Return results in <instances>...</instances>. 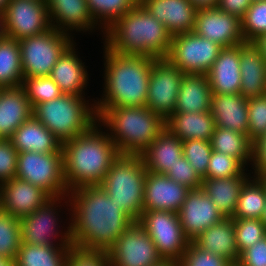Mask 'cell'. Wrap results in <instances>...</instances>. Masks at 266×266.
Returning a JSON list of instances; mask_svg holds the SVG:
<instances>
[{
  "instance_id": "6da1fadb",
  "label": "cell",
  "mask_w": 266,
  "mask_h": 266,
  "mask_svg": "<svg viewBox=\"0 0 266 266\" xmlns=\"http://www.w3.org/2000/svg\"><path fill=\"white\" fill-rule=\"evenodd\" d=\"M68 199L64 203L69 202L72 211L69 219L72 246L108 250L134 223L100 185L75 188L68 192Z\"/></svg>"
},
{
  "instance_id": "7a4b0ae2",
  "label": "cell",
  "mask_w": 266,
  "mask_h": 266,
  "mask_svg": "<svg viewBox=\"0 0 266 266\" xmlns=\"http://www.w3.org/2000/svg\"><path fill=\"white\" fill-rule=\"evenodd\" d=\"M100 123L62 143L63 172L68 191L100 185L119 152Z\"/></svg>"
},
{
  "instance_id": "3957f363",
  "label": "cell",
  "mask_w": 266,
  "mask_h": 266,
  "mask_svg": "<svg viewBox=\"0 0 266 266\" xmlns=\"http://www.w3.org/2000/svg\"><path fill=\"white\" fill-rule=\"evenodd\" d=\"M104 45L121 55L159 59L168 55L172 35L138 1L104 30Z\"/></svg>"
},
{
  "instance_id": "277c9868",
  "label": "cell",
  "mask_w": 266,
  "mask_h": 266,
  "mask_svg": "<svg viewBox=\"0 0 266 266\" xmlns=\"http://www.w3.org/2000/svg\"><path fill=\"white\" fill-rule=\"evenodd\" d=\"M104 89L95 107L146 106L151 67L148 56L113 53L104 45ZM104 95V96H103Z\"/></svg>"
},
{
  "instance_id": "5b68a950",
  "label": "cell",
  "mask_w": 266,
  "mask_h": 266,
  "mask_svg": "<svg viewBox=\"0 0 266 266\" xmlns=\"http://www.w3.org/2000/svg\"><path fill=\"white\" fill-rule=\"evenodd\" d=\"M95 109L120 155H141L165 129V119L146 106Z\"/></svg>"
},
{
  "instance_id": "8992f818",
  "label": "cell",
  "mask_w": 266,
  "mask_h": 266,
  "mask_svg": "<svg viewBox=\"0 0 266 266\" xmlns=\"http://www.w3.org/2000/svg\"><path fill=\"white\" fill-rule=\"evenodd\" d=\"M147 169L141 155H120L106 173L102 189L134 222L143 212Z\"/></svg>"
},
{
  "instance_id": "52a82bcc",
  "label": "cell",
  "mask_w": 266,
  "mask_h": 266,
  "mask_svg": "<svg viewBox=\"0 0 266 266\" xmlns=\"http://www.w3.org/2000/svg\"><path fill=\"white\" fill-rule=\"evenodd\" d=\"M88 102L85 96L62 94L36 105L33 116L63 143L87 132L97 123L95 105Z\"/></svg>"
},
{
  "instance_id": "ba28073f",
  "label": "cell",
  "mask_w": 266,
  "mask_h": 266,
  "mask_svg": "<svg viewBox=\"0 0 266 266\" xmlns=\"http://www.w3.org/2000/svg\"><path fill=\"white\" fill-rule=\"evenodd\" d=\"M73 42L72 36L53 27L18 41L23 78L49 76L59 57Z\"/></svg>"
},
{
  "instance_id": "9c48e42d",
  "label": "cell",
  "mask_w": 266,
  "mask_h": 266,
  "mask_svg": "<svg viewBox=\"0 0 266 266\" xmlns=\"http://www.w3.org/2000/svg\"><path fill=\"white\" fill-rule=\"evenodd\" d=\"M16 177L38 186L51 197H68L69 191L64 180L62 151L18 153Z\"/></svg>"
},
{
  "instance_id": "30bf717a",
  "label": "cell",
  "mask_w": 266,
  "mask_h": 266,
  "mask_svg": "<svg viewBox=\"0 0 266 266\" xmlns=\"http://www.w3.org/2000/svg\"><path fill=\"white\" fill-rule=\"evenodd\" d=\"M137 222L150 236L163 261L181 260L190 241L184 235L178 213L143 210Z\"/></svg>"
},
{
  "instance_id": "8fae6325",
  "label": "cell",
  "mask_w": 266,
  "mask_h": 266,
  "mask_svg": "<svg viewBox=\"0 0 266 266\" xmlns=\"http://www.w3.org/2000/svg\"><path fill=\"white\" fill-rule=\"evenodd\" d=\"M222 49L191 31L172 36L166 59L184 74H207Z\"/></svg>"
},
{
  "instance_id": "7c38bea8",
  "label": "cell",
  "mask_w": 266,
  "mask_h": 266,
  "mask_svg": "<svg viewBox=\"0 0 266 266\" xmlns=\"http://www.w3.org/2000/svg\"><path fill=\"white\" fill-rule=\"evenodd\" d=\"M63 199H65V196L52 197L32 214L19 219L21 243L44 246H72L70 224L67 227L68 230L61 234L59 244L58 242L55 244V240H53L60 233V231L57 232L60 226L57 227L59 220L57 217L59 215L56 207L62 206L60 203Z\"/></svg>"
},
{
  "instance_id": "4fadbf2b",
  "label": "cell",
  "mask_w": 266,
  "mask_h": 266,
  "mask_svg": "<svg viewBox=\"0 0 266 266\" xmlns=\"http://www.w3.org/2000/svg\"><path fill=\"white\" fill-rule=\"evenodd\" d=\"M110 266H156L163 259L142 226L135 221L107 250Z\"/></svg>"
},
{
  "instance_id": "5bb4252c",
  "label": "cell",
  "mask_w": 266,
  "mask_h": 266,
  "mask_svg": "<svg viewBox=\"0 0 266 266\" xmlns=\"http://www.w3.org/2000/svg\"><path fill=\"white\" fill-rule=\"evenodd\" d=\"M184 73L166 58L154 59L151 67L146 107L165 120L175 111Z\"/></svg>"
},
{
  "instance_id": "9a60e30c",
  "label": "cell",
  "mask_w": 266,
  "mask_h": 266,
  "mask_svg": "<svg viewBox=\"0 0 266 266\" xmlns=\"http://www.w3.org/2000/svg\"><path fill=\"white\" fill-rule=\"evenodd\" d=\"M6 37L20 41L51 28L46 1L10 0L4 11Z\"/></svg>"
},
{
  "instance_id": "2e32d148",
  "label": "cell",
  "mask_w": 266,
  "mask_h": 266,
  "mask_svg": "<svg viewBox=\"0 0 266 266\" xmlns=\"http://www.w3.org/2000/svg\"><path fill=\"white\" fill-rule=\"evenodd\" d=\"M177 213L184 235L190 242L204 230L225 218L201 188L187 193Z\"/></svg>"
},
{
  "instance_id": "e0dca14e",
  "label": "cell",
  "mask_w": 266,
  "mask_h": 266,
  "mask_svg": "<svg viewBox=\"0 0 266 266\" xmlns=\"http://www.w3.org/2000/svg\"><path fill=\"white\" fill-rule=\"evenodd\" d=\"M193 31L223 48L245 42L241 31V20L218 8L197 10Z\"/></svg>"
},
{
  "instance_id": "ac0fdd59",
  "label": "cell",
  "mask_w": 266,
  "mask_h": 266,
  "mask_svg": "<svg viewBox=\"0 0 266 266\" xmlns=\"http://www.w3.org/2000/svg\"><path fill=\"white\" fill-rule=\"evenodd\" d=\"M51 198L38 186L17 177L0 185V208L18 219L32 214Z\"/></svg>"
},
{
  "instance_id": "d6986e66",
  "label": "cell",
  "mask_w": 266,
  "mask_h": 266,
  "mask_svg": "<svg viewBox=\"0 0 266 266\" xmlns=\"http://www.w3.org/2000/svg\"><path fill=\"white\" fill-rule=\"evenodd\" d=\"M189 191L190 189L173 181L165 174L147 171L143 210H161L177 213Z\"/></svg>"
},
{
  "instance_id": "ffe728a7",
  "label": "cell",
  "mask_w": 266,
  "mask_h": 266,
  "mask_svg": "<svg viewBox=\"0 0 266 266\" xmlns=\"http://www.w3.org/2000/svg\"><path fill=\"white\" fill-rule=\"evenodd\" d=\"M51 27L70 35L69 31H93L98 25L88 8L87 0H46ZM90 29V30H89Z\"/></svg>"
},
{
  "instance_id": "44dd1931",
  "label": "cell",
  "mask_w": 266,
  "mask_h": 266,
  "mask_svg": "<svg viewBox=\"0 0 266 266\" xmlns=\"http://www.w3.org/2000/svg\"><path fill=\"white\" fill-rule=\"evenodd\" d=\"M174 36L191 32L195 27L197 9L189 0H138Z\"/></svg>"
},
{
  "instance_id": "7402d4cb",
  "label": "cell",
  "mask_w": 266,
  "mask_h": 266,
  "mask_svg": "<svg viewBox=\"0 0 266 266\" xmlns=\"http://www.w3.org/2000/svg\"><path fill=\"white\" fill-rule=\"evenodd\" d=\"M206 75L212 94L240 93V45L223 48Z\"/></svg>"
},
{
  "instance_id": "603a6c76",
  "label": "cell",
  "mask_w": 266,
  "mask_h": 266,
  "mask_svg": "<svg viewBox=\"0 0 266 266\" xmlns=\"http://www.w3.org/2000/svg\"><path fill=\"white\" fill-rule=\"evenodd\" d=\"M74 43L59 57L49 76L60 87L63 94L83 96L89 75L84 62L82 63L76 54Z\"/></svg>"
},
{
  "instance_id": "cb8c5ba5",
  "label": "cell",
  "mask_w": 266,
  "mask_h": 266,
  "mask_svg": "<svg viewBox=\"0 0 266 266\" xmlns=\"http://www.w3.org/2000/svg\"><path fill=\"white\" fill-rule=\"evenodd\" d=\"M240 94L245 98L266 94V60L253 42L240 45Z\"/></svg>"
},
{
  "instance_id": "d4e9b609",
  "label": "cell",
  "mask_w": 266,
  "mask_h": 266,
  "mask_svg": "<svg viewBox=\"0 0 266 266\" xmlns=\"http://www.w3.org/2000/svg\"><path fill=\"white\" fill-rule=\"evenodd\" d=\"M32 116L33 107L21 86L0 89V139H10Z\"/></svg>"
},
{
  "instance_id": "484cf974",
  "label": "cell",
  "mask_w": 266,
  "mask_h": 266,
  "mask_svg": "<svg viewBox=\"0 0 266 266\" xmlns=\"http://www.w3.org/2000/svg\"><path fill=\"white\" fill-rule=\"evenodd\" d=\"M192 242L206 252L224 257L233 266L238 262L235 228L230 217L210 226Z\"/></svg>"
},
{
  "instance_id": "4316f807",
  "label": "cell",
  "mask_w": 266,
  "mask_h": 266,
  "mask_svg": "<svg viewBox=\"0 0 266 266\" xmlns=\"http://www.w3.org/2000/svg\"><path fill=\"white\" fill-rule=\"evenodd\" d=\"M248 98L242 94H213L211 115L215 126L248 134Z\"/></svg>"
},
{
  "instance_id": "83f0119b",
  "label": "cell",
  "mask_w": 266,
  "mask_h": 266,
  "mask_svg": "<svg viewBox=\"0 0 266 266\" xmlns=\"http://www.w3.org/2000/svg\"><path fill=\"white\" fill-rule=\"evenodd\" d=\"M18 153H55L62 151L60 140L34 116L22 123L10 138Z\"/></svg>"
},
{
  "instance_id": "f1b7e54d",
  "label": "cell",
  "mask_w": 266,
  "mask_h": 266,
  "mask_svg": "<svg viewBox=\"0 0 266 266\" xmlns=\"http://www.w3.org/2000/svg\"><path fill=\"white\" fill-rule=\"evenodd\" d=\"M182 156V141L166 128L141 154L147 171L165 175Z\"/></svg>"
},
{
  "instance_id": "f546056e",
  "label": "cell",
  "mask_w": 266,
  "mask_h": 266,
  "mask_svg": "<svg viewBox=\"0 0 266 266\" xmlns=\"http://www.w3.org/2000/svg\"><path fill=\"white\" fill-rule=\"evenodd\" d=\"M212 95L206 74H184L174 112H209Z\"/></svg>"
},
{
  "instance_id": "4dcf8cb0",
  "label": "cell",
  "mask_w": 266,
  "mask_h": 266,
  "mask_svg": "<svg viewBox=\"0 0 266 266\" xmlns=\"http://www.w3.org/2000/svg\"><path fill=\"white\" fill-rule=\"evenodd\" d=\"M165 128L181 141L211 140L215 129L211 112H174L165 120Z\"/></svg>"
},
{
  "instance_id": "1f68e13d",
  "label": "cell",
  "mask_w": 266,
  "mask_h": 266,
  "mask_svg": "<svg viewBox=\"0 0 266 266\" xmlns=\"http://www.w3.org/2000/svg\"><path fill=\"white\" fill-rule=\"evenodd\" d=\"M248 179V176L202 178L201 189L224 217L231 218L235 213L241 189Z\"/></svg>"
},
{
  "instance_id": "d6a6232c",
  "label": "cell",
  "mask_w": 266,
  "mask_h": 266,
  "mask_svg": "<svg viewBox=\"0 0 266 266\" xmlns=\"http://www.w3.org/2000/svg\"><path fill=\"white\" fill-rule=\"evenodd\" d=\"M251 179L249 178L241 189L232 219H261L263 215L266 183L261 177H251Z\"/></svg>"
},
{
  "instance_id": "836d02e7",
  "label": "cell",
  "mask_w": 266,
  "mask_h": 266,
  "mask_svg": "<svg viewBox=\"0 0 266 266\" xmlns=\"http://www.w3.org/2000/svg\"><path fill=\"white\" fill-rule=\"evenodd\" d=\"M71 246H44L21 243L16 266H66Z\"/></svg>"
},
{
  "instance_id": "e575fe53",
  "label": "cell",
  "mask_w": 266,
  "mask_h": 266,
  "mask_svg": "<svg viewBox=\"0 0 266 266\" xmlns=\"http://www.w3.org/2000/svg\"><path fill=\"white\" fill-rule=\"evenodd\" d=\"M213 151L237 159L244 167L251 162V141L244 133L215 126L210 140Z\"/></svg>"
},
{
  "instance_id": "d590c367",
  "label": "cell",
  "mask_w": 266,
  "mask_h": 266,
  "mask_svg": "<svg viewBox=\"0 0 266 266\" xmlns=\"http://www.w3.org/2000/svg\"><path fill=\"white\" fill-rule=\"evenodd\" d=\"M23 72L20 45L15 39L0 40V88H15L22 85Z\"/></svg>"
},
{
  "instance_id": "8d00e7d4",
  "label": "cell",
  "mask_w": 266,
  "mask_h": 266,
  "mask_svg": "<svg viewBox=\"0 0 266 266\" xmlns=\"http://www.w3.org/2000/svg\"><path fill=\"white\" fill-rule=\"evenodd\" d=\"M87 2L91 16L99 24L98 26L102 27L103 32L116 19L129 11L138 0H87Z\"/></svg>"
},
{
  "instance_id": "74e56055",
  "label": "cell",
  "mask_w": 266,
  "mask_h": 266,
  "mask_svg": "<svg viewBox=\"0 0 266 266\" xmlns=\"http://www.w3.org/2000/svg\"><path fill=\"white\" fill-rule=\"evenodd\" d=\"M20 244L19 219L0 208V256L15 260Z\"/></svg>"
},
{
  "instance_id": "f35d334b",
  "label": "cell",
  "mask_w": 266,
  "mask_h": 266,
  "mask_svg": "<svg viewBox=\"0 0 266 266\" xmlns=\"http://www.w3.org/2000/svg\"><path fill=\"white\" fill-rule=\"evenodd\" d=\"M21 87L34 108L42 102H49L63 93L50 76L23 78Z\"/></svg>"
},
{
  "instance_id": "ab89813d",
  "label": "cell",
  "mask_w": 266,
  "mask_h": 266,
  "mask_svg": "<svg viewBox=\"0 0 266 266\" xmlns=\"http://www.w3.org/2000/svg\"><path fill=\"white\" fill-rule=\"evenodd\" d=\"M241 31L245 42H253L266 33V0L252 1L241 19Z\"/></svg>"
},
{
  "instance_id": "60d3db41",
  "label": "cell",
  "mask_w": 266,
  "mask_h": 266,
  "mask_svg": "<svg viewBox=\"0 0 266 266\" xmlns=\"http://www.w3.org/2000/svg\"><path fill=\"white\" fill-rule=\"evenodd\" d=\"M239 255L266 236V225L261 219H233Z\"/></svg>"
},
{
  "instance_id": "b9f144b4",
  "label": "cell",
  "mask_w": 266,
  "mask_h": 266,
  "mask_svg": "<svg viewBox=\"0 0 266 266\" xmlns=\"http://www.w3.org/2000/svg\"><path fill=\"white\" fill-rule=\"evenodd\" d=\"M183 155L194 170L203 178L207 174L213 149L209 140L191 139L182 141Z\"/></svg>"
},
{
  "instance_id": "7bdbcfd3",
  "label": "cell",
  "mask_w": 266,
  "mask_h": 266,
  "mask_svg": "<svg viewBox=\"0 0 266 266\" xmlns=\"http://www.w3.org/2000/svg\"><path fill=\"white\" fill-rule=\"evenodd\" d=\"M245 168L237 159L227 154L212 151L207 174L203 178H227L233 176H249Z\"/></svg>"
},
{
  "instance_id": "ee69618b",
  "label": "cell",
  "mask_w": 266,
  "mask_h": 266,
  "mask_svg": "<svg viewBox=\"0 0 266 266\" xmlns=\"http://www.w3.org/2000/svg\"><path fill=\"white\" fill-rule=\"evenodd\" d=\"M248 138L252 142L266 132V94L248 98Z\"/></svg>"
},
{
  "instance_id": "f6af8a7d",
  "label": "cell",
  "mask_w": 266,
  "mask_h": 266,
  "mask_svg": "<svg viewBox=\"0 0 266 266\" xmlns=\"http://www.w3.org/2000/svg\"><path fill=\"white\" fill-rule=\"evenodd\" d=\"M178 266H233L224 257L211 254L189 242Z\"/></svg>"
},
{
  "instance_id": "bcb514c9",
  "label": "cell",
  "mask_w": 266,
  "mask_h": 266,
  "mask_svg": "<svg viewBox=\"0 0 266 266\" xmlns=\"http://www.w3.org/2000/svg\"><path fill=\"white\" fill-rule=\"evenodd\" d=\"M66 266H110L108 252L71 246Z\"/></svg>"
},
{
  "instance_id": "7dc6e473",
  "label": "cell",
  "mask_w": 266,
  "mask_h": 266,
  "mask_svg": "<svg viewBox=\"0 0 266 266\" xmlns=\"http://www.w3.org/2000/svg\"><path fill=\"white\" fill-rule=\"evenodd\" d=\"M166 175L190 190L200 189L202 186V178L184 156L178 158V162Z\"/></svg>"
},
{
  "instance_id": "c3c4849f",
  "label": "cell",
  "mask_w": 266,
  "mask_h": 266,
  "mask_svg": "<svg viewBox=\"0 0 266 266\" xmlns=\"http://www.w3.org/2000/svg\"><path fill=\"white\" fill-rule=\"evenodd\" d=\"M17 155L10 139H0V185L16 177Z\"/></svg>"
},
{
  "instance_id": "681fc988",
  "label": "cell",
  "mask_w": 266,
  "mask_h": 266,
  "mask_svg": "<svg viewBox=\"0 0 266 266\" xmlns=\"http://www.w3.org/2000/svg\"><path fill=\"white\" fill-rule=\"evenodd\" d=\"M235 266H266V236L243 251Z\"/></svg>"
},
{
  "instance_id": "f907efd6",
  "label": "cell",
  "mask_w": 266,
  "mask_h": 266,
  "mask_svg": "<svg viewBox=\"0 0 266 266\" xmlns=\"http://www.w3.org/2000/svg\"><path fill=\"white\" fill-rule=\"evenodd\" d=\"M252 177H261L266 172V132L251 143Z\"/></svg>"
},
{
  "instance_id": "816d5d0a",
  "label": "cell",
  "mask_w": 266,
  "mask_h": 266,
  "mask_svg": "<svg viewBox=\"0 0 266 266\" xmlns=\"http://www.w3.org/2000/svg\"><path fill=\"white\" fill-rule=\"evenodd\" d=\"M251 3L252 0H219L217 8L241 20Z\"/></svg>"
},
{
  "instance_id": "f5cc1de1",
  "label": "cell",
  "mask_w": 266,
  "mask_h": 266,
  "mask_svg": "<svg viewBox=\"0 0 266 266\" xmlns=\"http://www.w3.org/2000/svg\"><path fill=\"white\" fill-rule=\"evenodd\" d=\"M197 10L217 8L219 0H189Z\"/></svg>"
},
{
  "instance_id": "db71d44e",
  "label": "cell",
  "mask_w": 266,
  "mask_h": 266,
  "mask_svg": "<svg viewBox=\"0 0 266 266\" xmlns=\"http://www.w3.org/2000/svg\"><path fill=\"white\" fill-rule=\"evenodd\" d=\"M253 43L260 50L262 56L266 60V33L254 40Z\"/></svg>"
},
{
  "instance_id": "11a10c76",
  "label": "cell",
  "mask_w": 266,
  "mask_h": 266,
  "mask_svg": "<svg viewBox=\"0 0 266 266\" xmlns=\"http://www.w3.org/2000/svg\"><path fill=\"white\" fill-rule=\"evenodd\" d=\"M5 36L6 33H5L4 13L0 12V40H2Z\"/></svg>"
},
{
  "instance_id": "9f6ffc18",
  "label": "cell",
  "mask_w": 266,
  "mask_h": 266,
  "mask_svg": "<svg viewBox=\"0 0 266 266\" xmlns=\"http://www.w3.org/2000/svg\"><path fill=\"white\" fill-rule=\"evenodd\" d=\"M0 266H16L15 260L0 256Z\"/></svg>"
},
{
  "instance_id": "6f0895ef",
  "label": "cell",
  "mask_w": 266,
  "mask_h": 266,
  "mask_svg": "<svg viewBox=\"0 0 266 266\" xmlns=\"http://www.w3.org/2000/svg\"><path fill=\"white\" fill-rule=\"evenodd\" d=\"M9 2L10 0H0V12L4 13Z\"/></svg>"
},
{
  "instance_id": "680465c9",
  "label": "cell",
  "mask_w": 266,
  "mask_h": 266,
  "mask_svg": "<svg viewBox=\"0 0 266 266\" xmlns=\"http://www.w3.org/2000/svg\"><path fill=\"white\" fill-rule=\"evenodd\" d=\"M156 266H178V264L172 261H162L160 264Z\"/></svg>"
},
{
  "instance_id": "91938a15",
  "label": "cell",
  "mask_w": 266,
  "mask_h": 266,
  "mask_svg": "<svg viewBox=\"0 0 266 266\" xmlns=\"http://www.w3.org/2000/svg\"><path fill=\"white\" fill-rule=\"evenodd\" d=\"M261 220L265 223L266 225V202H265V207H264V212H263V215L261 217Z\"/></svg>"
},
{
  "instance_id": "94428289",
  "label": "cell",
  "mask_w": 266,
  "mask_h": 266,
  "mask_svg": "<svg viewBox=\"0 0 266 266\" xmlns=\"http://www.w3.org/2000/svg\"><path fill=\"white\" fill-rule=\"evenodd\" d=\"M261 178L265 181L266 183V172L261 176Z\"/></svg>"
}]
</instances>
